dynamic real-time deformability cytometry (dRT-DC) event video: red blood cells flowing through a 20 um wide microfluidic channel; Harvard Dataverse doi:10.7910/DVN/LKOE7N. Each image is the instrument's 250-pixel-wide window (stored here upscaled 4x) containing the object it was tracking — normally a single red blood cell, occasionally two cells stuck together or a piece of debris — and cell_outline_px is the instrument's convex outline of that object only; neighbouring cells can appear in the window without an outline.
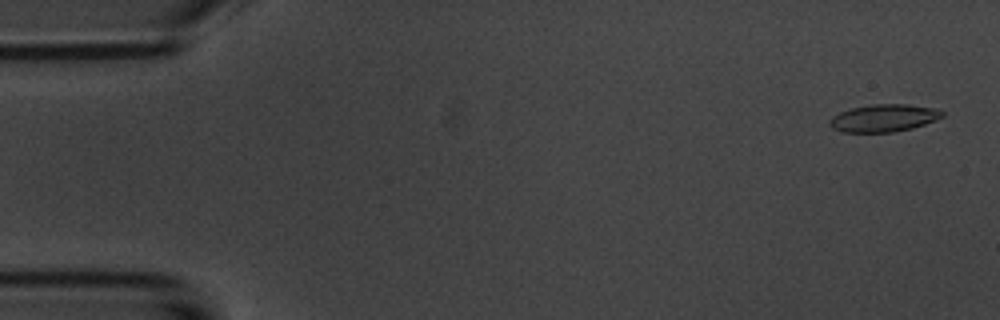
{"species": "common noctule bat (a hibernating species)", "species_latin": "Nyctalus noctula", "temperature_condition": "room temperature", "stored_images_in_passage": 54, "camera_frame_rate_fps": 3000, "um_per_image_px": 0.085, "animal": {"sex": "male", "body_mass_g": 20.1, "forearm_length_mm": 53.5}, "frame": {"image": 1, "passage_image": 2, "time_ms": 0.333, "image_size_px": [1000, 320], "cell_outline_px": [[944, 116], [936, 120], [912, 128], [896, 132], [840, 132], [832, 128], [828, 124], [828, 120], [832, 116], [840, 112], [852, 108], [872, 104], [904, 104], [936, 108], [944, 112]], "centroid_in_image_um": [75.1, 10.04], "position_along_channel_um": 9.9, "area_um2": 18.15}}
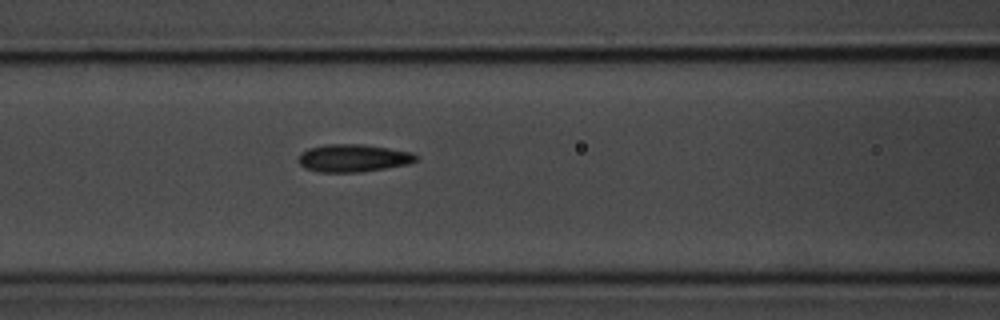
{"frame": {"image": 2, "passage_image": 22, "time_ms": 7.0, "image_size_px": [1000, 320], "cell_outline_px": [[420, 160], [408, 164], [360, 172], [320, 172], [304, 168], [296, 160], [300, 152], [308, 148], [324, 144], [360, 144], [388, 148], [412, 152], [420, 156]], "centroid_in_image_um": [30.01, 13.43], "position_along_channel_um": 136.6, "area_um2": 19.19}}
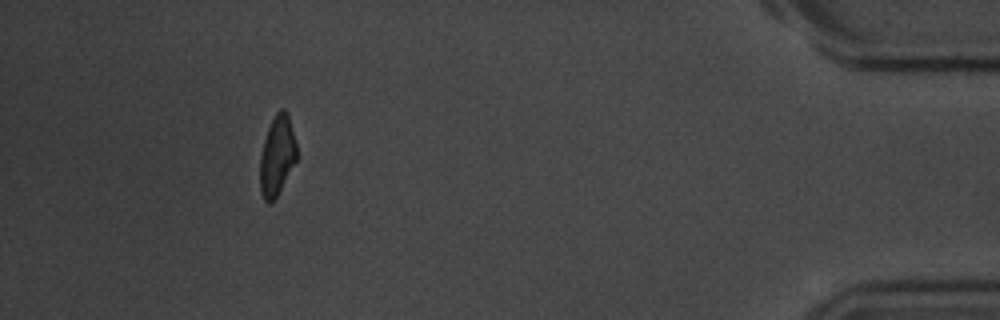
{"frame": {"image": 3, "passage_image": 49, "time_ms": 16.0, "image_size_px": [1000, 320], "cell_outline_px": [[296, 160], [276, 196], [268, 204], [264, 200], [260, 192], [260, 156], [264, 140], [268, 128], [276, 112], [280, 108], [284, 108], [288, 112], [296, 144]], "centroid_in_image_um": [23.54, 13.19], "position_along_channel_um": 411.7, "area_um2": 16.82}, "authors_computed_cell_mechanics": {"area_um2": 18.3804, "velocity_mm_per_s": 3.7387, "shape_relaxation_time_tau1_ms": 3.197, "shape_relaxation_time_tau2_ms": 2.331, "deformation_change_tau1": 0.1268, "deformation_change_tau2": 0.1058}}